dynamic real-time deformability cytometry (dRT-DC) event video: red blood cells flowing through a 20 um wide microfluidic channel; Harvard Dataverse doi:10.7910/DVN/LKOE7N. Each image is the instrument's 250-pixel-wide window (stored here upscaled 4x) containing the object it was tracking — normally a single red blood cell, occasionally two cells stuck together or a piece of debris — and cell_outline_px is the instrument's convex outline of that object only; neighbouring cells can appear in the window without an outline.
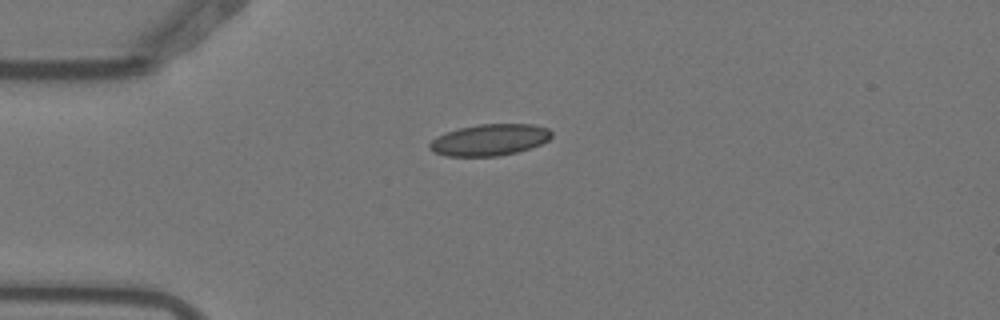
{"species": "Egyptian fruit bat (a non-hibernating species)", "species_latin": "Rousettus aegyptiacus", "temperature_condition": "warm", "stored_images_in_passage": 5, "camera_frame_rate_fps": 3000, "um_per_image_px": 0.085, "animal": {"sex": "female"}, "frame": {"image": 1, "passage_image": 1, "time_ms": 0.0, "image_size_px": [1000, 320], "cell_outline_px": [[552, 136], [548, 140], [540, 144], [516, 152], [500, 156], [444, 156], [432, 152], [428, 148], [428, 144], [436, 136], [460, 128], [480, 124], [532, 124], [548, 128], [552, 132]], "centroid_in_image_um": [41.59, 11.89], "position_along_channel_um": 43.4, "area_um2": 22.37}}
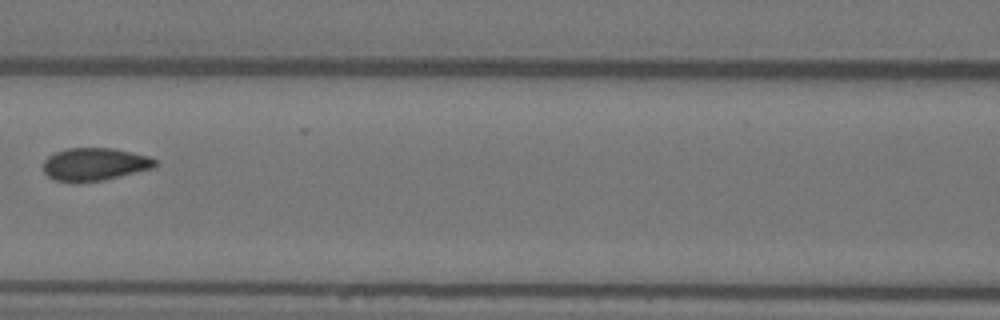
{"frame": {"image": 2, "passage_image": 4, "time_ms": 1.0, "image_size_px": [1000, 320], "cell_outline_px": [[156, 164], [152, 168], [104, 180], [76, 184], [72, 184], [52, 180], [44, 172], [44, 160], [48, 156], [56, 152], [68, 148], [112, 148], [148, 156], [156, 160]], "centroid_in_image_um": [7.98, 13.99], "position_along_channel_um": 158.6, "area_um2": 21.56}}
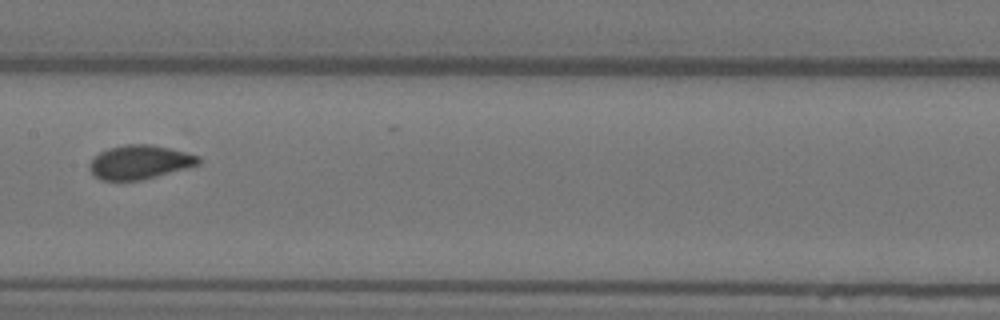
{"frame": {"image": 3, "passage_image": 5, "time_ms": 1.333, "image_size_px": [1000, 320], "cell_outline_px": [[200, 164], [156, 176], [140, 180], [100, 180], [88, 168], [88, 164], [100, 152], [108, 148], [124, 144], [152, 144], [200, 156]], "centroid_in_image_um": [11.85, 13.77], "position_along_channel_um": 195.5, "area_um2": 21.33}}